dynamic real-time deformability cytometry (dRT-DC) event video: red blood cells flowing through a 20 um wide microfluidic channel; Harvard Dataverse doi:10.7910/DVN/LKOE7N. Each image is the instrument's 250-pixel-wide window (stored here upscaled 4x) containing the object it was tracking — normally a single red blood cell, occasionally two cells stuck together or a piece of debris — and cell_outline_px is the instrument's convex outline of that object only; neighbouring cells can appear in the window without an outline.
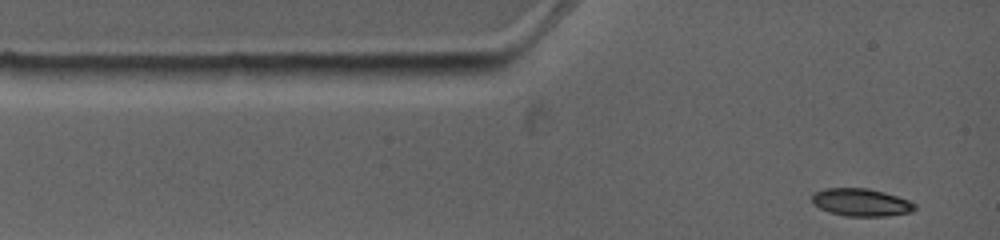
{"species": "common noctule bat (a hibernating species)", "species_latin": "Nyctalus noctula", "temperature_condition": "warm", "stored_images_in_passage": 3, "camera_frame_rate_fps": 4500, "um_per_image_px": 0.085, "animal": {"sex": "female", "body_mass_g": 19.0, "forearm_length_mm": 53.3}, "frame": {"image": 1, "passage_image": 1, "time_ms": 0.0, "image_size_px": [1000, 240], "cell_outline_px": [[916, 208], [912, 212], [884, 216], [844, 216], [828, 212], [812, 204], [812, 196], [816, 192], [824, 188], [868, 188], [884, 192], [908, 200], [916, 204]], "centroid_in_image_um": [73.18, 17.2], "position_along_channel_um": 11.8, "area_um2": 16.59}}
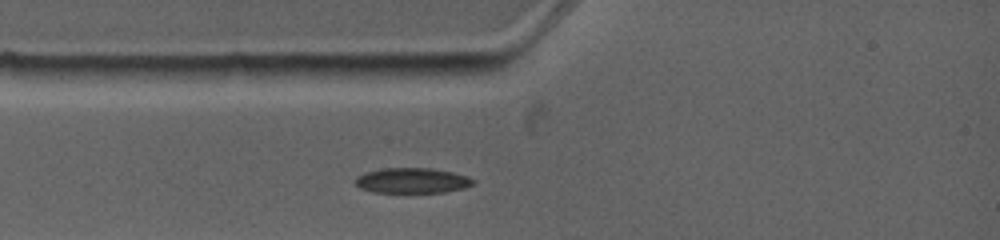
{"frame": {"image": 2, "passage_image": 3, "time_ms": 1.778, "image_size_px": [1000, 240], "cell_outline_px": [[476, 184], [464, 188], [444, 192], [372, 192], [360, 188], [356, 184], [356, 176], [364, 172], [384, 168], [432, 168], [452, 172], [476, 180]], "centroid_in_image_um": [35.03, 15.34], "position_along_channel_um": 50.0, "area_um2": 17.34}}